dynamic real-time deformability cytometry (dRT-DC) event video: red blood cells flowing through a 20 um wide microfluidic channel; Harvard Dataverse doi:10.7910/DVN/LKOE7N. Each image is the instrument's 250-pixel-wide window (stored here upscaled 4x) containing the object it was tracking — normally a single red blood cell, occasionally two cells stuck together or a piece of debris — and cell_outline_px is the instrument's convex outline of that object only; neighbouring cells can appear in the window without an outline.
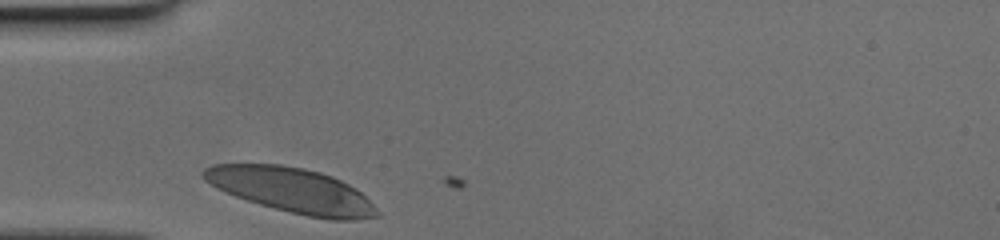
{"species": "human", "species_latin": "Homo sapiens", "temperature_condition": "cold", "stored_images_in_passage": 25, "camera_frame_rate_fps": 3000, "um_per_image_px": 0.085, "donor": {"sex": "female"}, "frame": {"image": 1, "passage_image": 1, "time_ms": 0.0, "image_size_px": [1000, 240], "cell_outline_px": [[384, 216], [356, 220], [328, 220], [308, 216], [260, 204], [236, 196], [216, 188], [204, 180], [200, 176], [200, 172], [204, 168], [212, 164], [280, 164], [304, 168], [320, 172], [332, 176], [348, 184], [360, 192]], "centroid_in_image_um": [24.8, 16.17], "position_along_channel_um": 60.2, "area_um2": 45.37}}
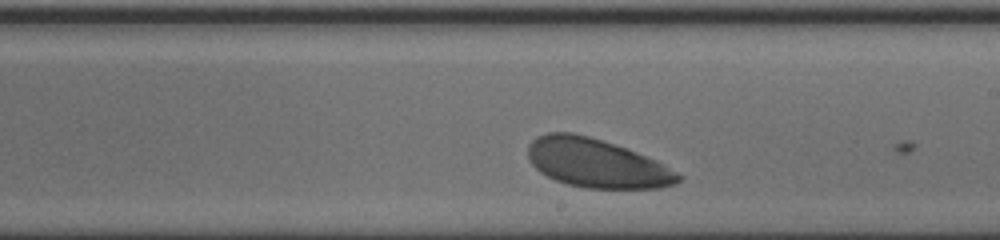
{"frame": {"image": 2, "passage_image": 15, "time_ms": 4.667, "image_size_px": [1000, 240], "cell_outline_px": [[684, 176], [676, 184], [660, 188], [584, 188], [568, 184], [556, 180], [540, 172], [532, 164], [528, 156], [528, 144], [536, 136], [548, 132], [572, 132], [588, 136], [636, 152], [656, 160], [664, 164]], "centroid_in_image_um": [50.71, 13.87], "position_along_channel_um": 238.3, "area_um2": 42.6}}
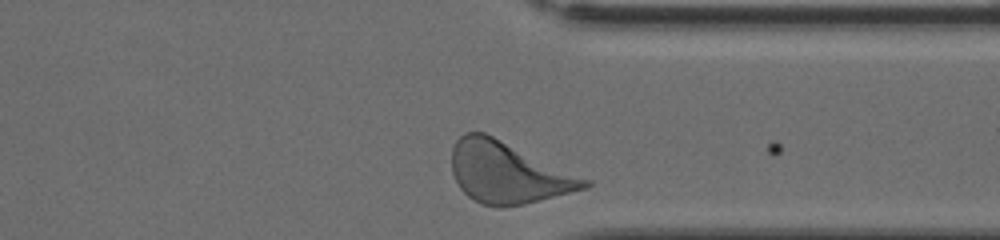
{"frame": {"image": 3, "passage_image": 25, "time_ms": 8.0, "image_size_px": [1000, 240], "cell_outline_px": [[592, 184], [584, 188], [524, 204], [500, 208], [480, 204], [472, 200], [460, 188], [452, 172], [452, 148], [456, 140], [464, 132], [484, 132], [592, 180]], "centroid_in_image_um": [43.15, 14.67], "position_along_channel_um": 368.3, "area_um2": 47.28}}